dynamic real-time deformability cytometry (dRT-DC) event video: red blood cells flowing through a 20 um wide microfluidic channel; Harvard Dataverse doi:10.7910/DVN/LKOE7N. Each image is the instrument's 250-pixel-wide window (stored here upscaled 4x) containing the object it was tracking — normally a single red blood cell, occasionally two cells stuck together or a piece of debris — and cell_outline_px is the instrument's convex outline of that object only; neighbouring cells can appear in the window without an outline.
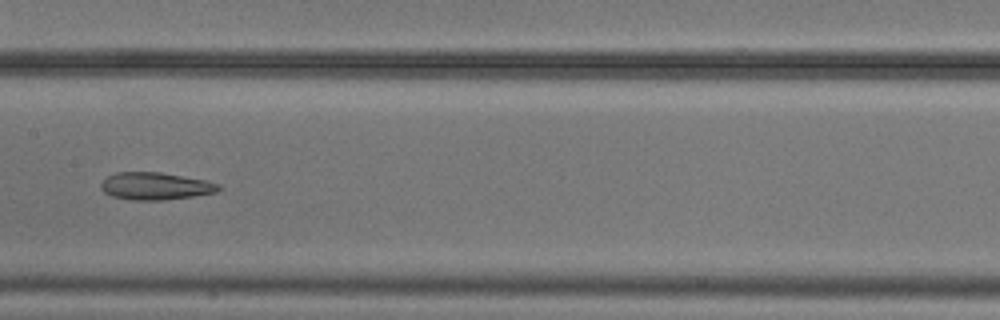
{"species": "common noctule bat (a hibernating species)", "species_latin": "Nyctalus noctula", "temperature_condition": "cold", "stored_images_in_passage": 38, "camera_frame_rate_fps": 3000, "um_per_image_px": 0.085, "animal": {"sex": "male", "body_mass_g": 20.5, "forearm_length_mm": 52.5}, "frame": {"image": 1, "passage_image": 12, "time_ms": 3.667, "image_size_px": [1000, 320], "cell_outline_px": [[220, 188], [216, 192], [192, 196], [164, 200], [132, 200], [112, 196], [104, 192], [100, 188], [100, 184], [108, 176], [116, 172], [160, 172], [204, 180], [220, 184]], "centroid_in_image_um": [13.18, 15.82], "position_along_channel_um": 194.2, "area_um2": 18.61}}
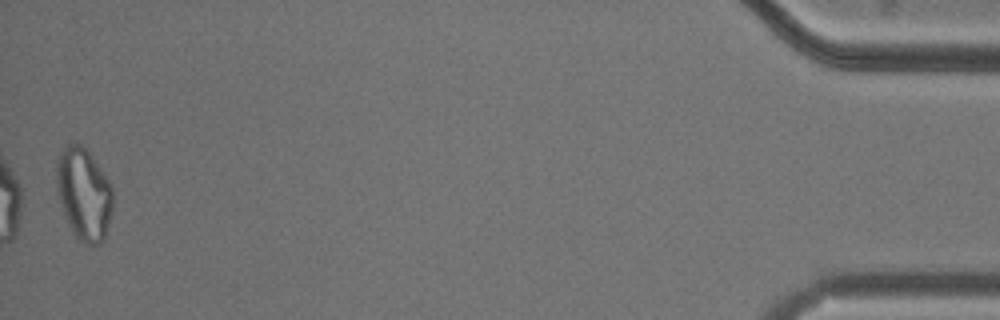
{"frame": {"image": 2, "passage_image": 38, "time_ms": 12.333, "image_size_px": [1000, 320], "cell_outline_px": [[112, 208], [104, 240], [100, 244], [84, 244], [76, 236], [68, 224], [64, 216], [56, 188], [56, 160], [60, 152], [68, 144], [76, 140], [88, 152], [112, 184]], "centroid_in_image_um": [7.11, 16.47], "position_along_channel_um": 428.1, "area_um2": 30.29}, "authors_computed_cell_mechanics": {"area_um2": 19.8254, "velocity_mm_per_s": 3.7471, "shape_relaxation_time_tau1_ms": null, "shape_relaxation_time_tau2_ms": 6.2678, "deformation_change_tau1": null, "deformation_change_tau2": 0.1913}}